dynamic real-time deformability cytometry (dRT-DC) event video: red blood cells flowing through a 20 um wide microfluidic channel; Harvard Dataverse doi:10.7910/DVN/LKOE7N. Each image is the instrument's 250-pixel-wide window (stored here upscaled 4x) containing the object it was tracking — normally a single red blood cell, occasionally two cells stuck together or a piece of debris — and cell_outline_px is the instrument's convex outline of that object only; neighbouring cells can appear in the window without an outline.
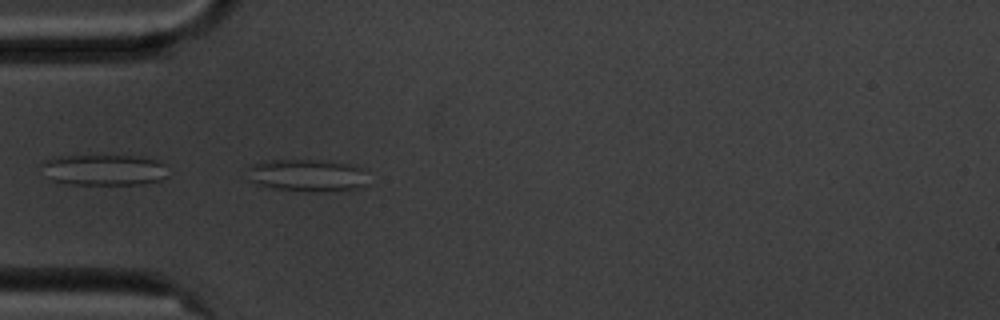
{"species": "common noctule bat (a hibernating species)", "species_latin": "Nyctalus noctula", "temperature_condition": "cold", "stored_images_in_passage": 55, "camera_frame_rate_fps": 3000, "um_per_image_px": 0.085, "animal": {"sex": "male", "body_mass_g": 20.1, "forearm_length_mm": 53.5}, "frame": {"image": 1, "passage_image": 16, "time_ms": 5.0, "image_size_px": [1000, 320], "cell_outline_px": [[368, 184], [356, 188], [308, 192], [276, 188], [260, 184], [252, 180], [248, 168], [252, 164], [272, 160], [316, 160], [352, 164], [364, 168]], "centroid_in_image_um": [26.19, 14.89], "position_along_channel_um": 58.8, "area_um2": 22.31}}
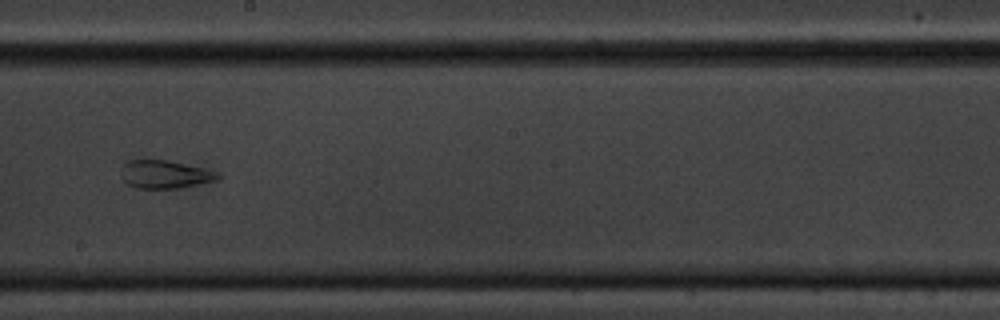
{"frame": {"image": 2, "passage_image": 31, "time_ms": 10.0, "image_size_px": [1000, 320], "cell_outline_px": [[224, 176], [216, 180], [180, 188], [136, 188], [128, 184], [120, 176], [124, 164], [128, 160], [168, 160], [204, 168], [220, 172]], "centroid_in_image_um": [14.06, 14.82], "position_along_channel_um": 234.1, "area_um2": 15.9}}
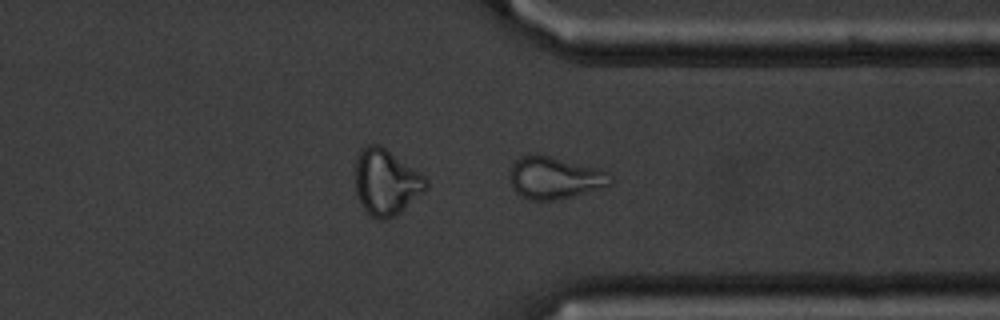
{"frame": {"image": 3, "passage_image": 42, "time_ms": 13.667, "image_size_px": [1000, 320], "cell_outline_px": [[612, 180], [608, 184], [572, 196], [556, 200], [528, 200], [520, 196], [512, 188], [508, 180], [512, 164], [520, 156], [536, 152], [608, 172]], "centroid_in_image_um": [47.01, 15.1], "position_along_channel_um": 364.4, "area_um2": 24.51}, "authors_computed_cell_mechanics": {"area_um2": 23.8136, "velocity_mm_per_s": 3.5598, "shape_relaxation_time_tau1_ms": null, "shape_relaxation_time_tau2_ms": 1.6331, "deformation_change_tau1": null, "deformation_change_tau2": 0.0722}}